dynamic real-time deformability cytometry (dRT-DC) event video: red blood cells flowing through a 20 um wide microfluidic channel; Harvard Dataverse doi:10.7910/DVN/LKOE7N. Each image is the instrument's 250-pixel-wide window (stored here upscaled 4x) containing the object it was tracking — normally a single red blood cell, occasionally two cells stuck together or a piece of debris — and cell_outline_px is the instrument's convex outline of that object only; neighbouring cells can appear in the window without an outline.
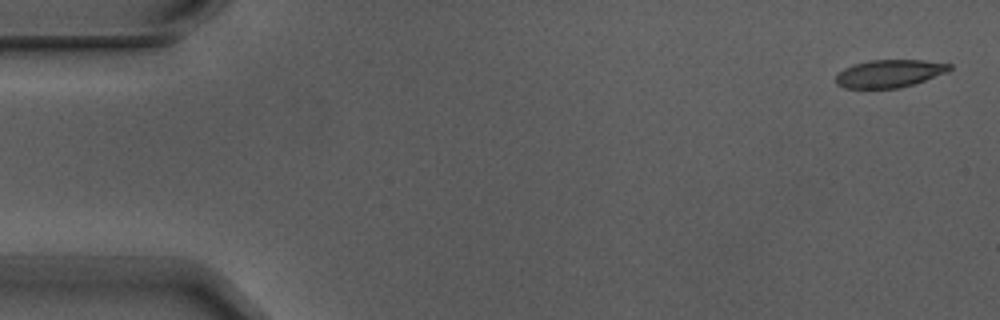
{"species": "Egyptian fruit bat (a non-hibernating species)", "species_latin": "Rousettus aegyptiacus", "temperature_condition": "warm", "stored_images_in_passage": 6, "camera_frame_rate_fps": 3000, "um_per_image_px": 0.085, "animal": {"sex": "male"}, "frame": {"image": 1, "passage_image": 6, "time_ms": 1.667, "image_size_px": [1000, 320], "cell_outline_px": [[952, 68], [944, 72], [924, 80], [900, 88], [844, 88], [836, 84], [836, 76], [844, 68], [868, 60], [920, 60], [952, 64]], "centroid_in_image_um": [75.56, 6.25], "position_along_channel_um": 9.4, "area_um2": 18.03}}